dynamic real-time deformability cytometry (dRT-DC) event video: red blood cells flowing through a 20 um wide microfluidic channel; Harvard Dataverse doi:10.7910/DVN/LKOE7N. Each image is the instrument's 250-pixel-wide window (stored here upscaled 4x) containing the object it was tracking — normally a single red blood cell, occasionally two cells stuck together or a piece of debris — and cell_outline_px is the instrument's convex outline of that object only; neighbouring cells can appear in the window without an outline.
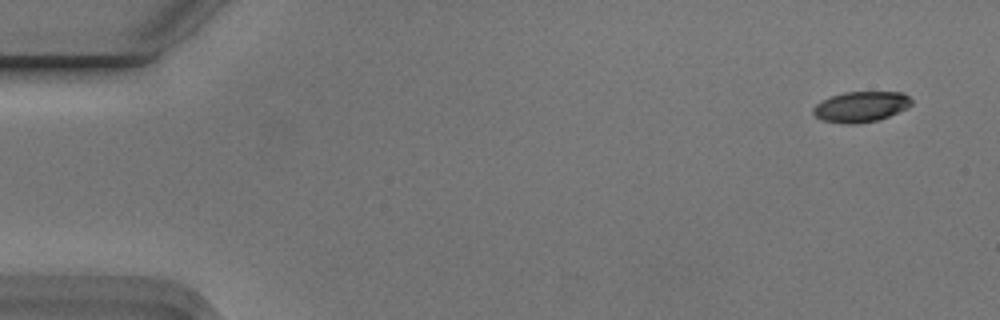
{"species": "Egyptian fruit bat (a non-hibernating species)", "species_latin": "Rousettus aegyptiacus", "temperature_condition": "cold", "stored_images_in_passage": 4, "camera_frame_rate_fps": 3000, "um_per_image_px": 0.085, "animal": {"sex": "male"}, "frame": {"image": 1, "passage_image": 1, "time_ms": 0.0, "image_size_px": [1000, 320], "cell_outline_px": [[912, 104], [908, 108], [888, 116], [876, 120], [852, 124], [848, 124], [824, 120], [816, 116], [812, 112], [812, 108], [820, 100], [844, 92], [904, 92], [912, 100]], "centroid_in_image_um": [73.18, 9.05], "position_along_channel_um": 11.8, "area_um2": 17.4}}